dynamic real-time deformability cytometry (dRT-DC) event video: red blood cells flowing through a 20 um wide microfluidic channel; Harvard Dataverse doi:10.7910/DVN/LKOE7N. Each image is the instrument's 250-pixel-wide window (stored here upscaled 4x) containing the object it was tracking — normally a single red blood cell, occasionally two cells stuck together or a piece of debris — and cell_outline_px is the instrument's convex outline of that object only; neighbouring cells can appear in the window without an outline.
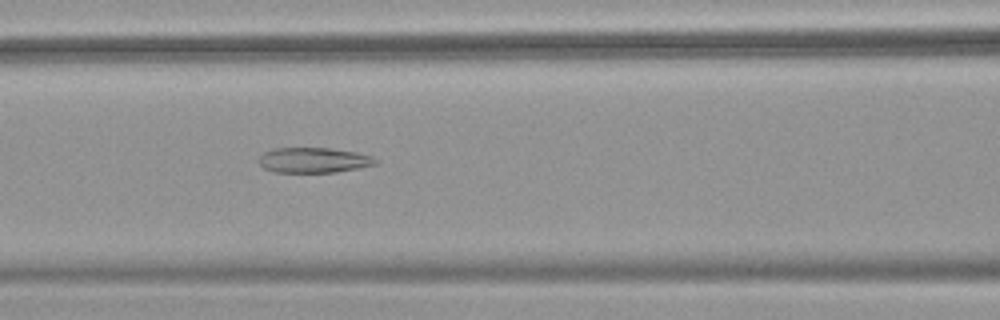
{"species": "common noctule bat (a hibernating species)", "species_latin": "Nyctalus noctula", "temperature_condition": "warm", "stored_images_in_passage": 53, "camera_frame_rate_fps": 3000, "um_per_image_px": 0.085, "animal": {"sex": "female", "body_mass_g": 18.4}, "frame": {"image": 1, "passage_image": 23, "time_ms": 7.333, "image_size_px": [1000, 320], "cell_outline_px": [[380, 160], [376, 164], [360, 168], [336, 172], [276, 172], [264, 168], [256, 160], [264, 152], [272, 148], [332, 148], [356, 152], [372, 156]], "centroid_in_image_um": [26.68, 13.61], "position_along_channel_um": 139.9, "area_um2": 17.34}}
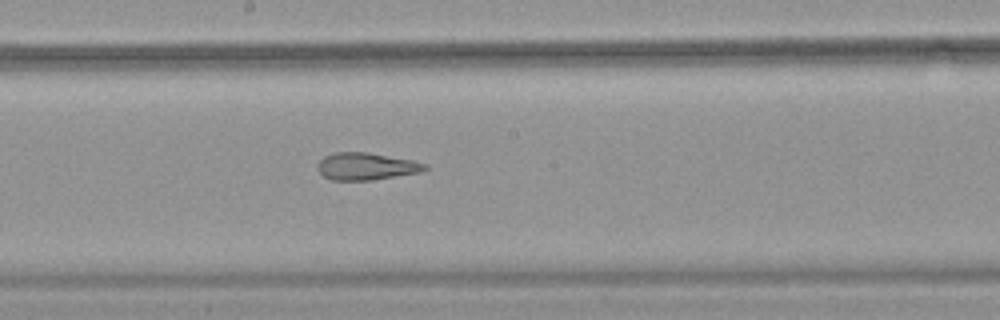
{"frame": {"image": 2, "passage_image": 29, "time_ms": 9.333, "image_size_px": [1000, 320], "cell_outline_px": [[428, 168], [420, 172], [372, 180], [332, 180], [324, 176], [316, 168], [316, 164], [324, 156], [336, 152], [368, 152], [412, 160], [428, 164]], "centroid_in_image_um": [31.11, 14.13], "position_along_channel_um": 217.1, "area_um2": 17.05}}
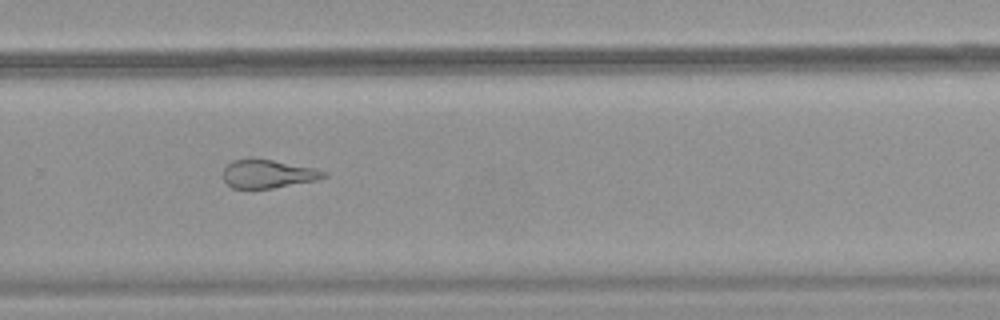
{"frame": {"image": 3, "passage_image": 36, "time_ms": 11.667, "image_size_px": [1000, 320], "cell_outline_px": [[328, 176], [316, 180], [272, 188], [232, 188], [224, 180], [224, 168], [232, 160], [252, 156], [316, 168], [328, 172]], "centroid_in_image_um": [22.78, 14.74], "position_along_channel_um": 307.0, "area_um2": 16.94}, "authors_computed_cell_mechanics": {"area_um2": 21.5016, "velocity_mm_per_s": 3.8741, "shape_relaxation_time_tau1_ms": null, "shape_relaxation_time_tau2_ms": 2.9381, "deformation_change_tau1": null, "deformation_change_tau2": 0.1427}}